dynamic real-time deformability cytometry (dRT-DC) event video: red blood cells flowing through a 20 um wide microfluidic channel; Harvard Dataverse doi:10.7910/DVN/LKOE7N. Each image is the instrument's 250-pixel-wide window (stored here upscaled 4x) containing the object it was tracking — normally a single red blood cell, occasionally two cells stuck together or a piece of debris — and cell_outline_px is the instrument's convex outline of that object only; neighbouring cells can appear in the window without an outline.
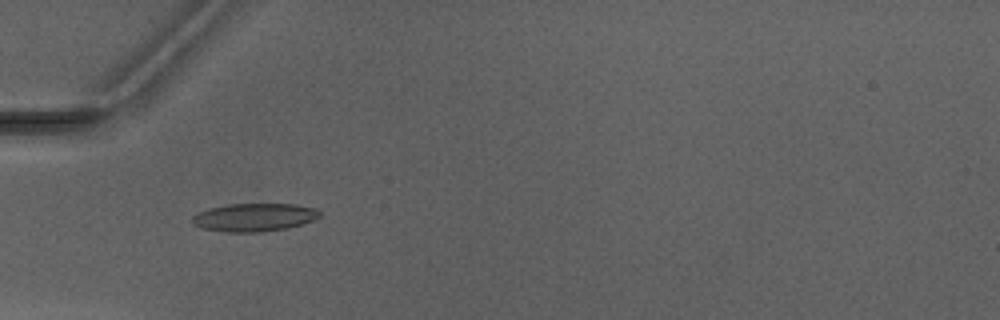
{"species": "Egyptian fruit bat (a non-hibernating species)", "species_latin": "Rousettus aegyptiacus", "temperature_condition": "warm", "stored_images_in_passage": 4, "camera_frame_rate_fps": 3000, "um_per_image_px": 0.085, "animal": {"sex": "male"}, "frame": {"image": 1, "passage_image": 3, "time_ms": 2.667, "image_size_px": [1000, 320], "cell_outline_px": [[320, 216], [312, 220], [288, 228], [260, 232], [228, 232], [200, 228], [192, 224], [192, 216], [208, 208], [228, 204], [296, 204], [316, 208], [320, 212]], "centroid_in_image_um": [21.58, 18.47], "position_along_channel_um": 63.4, "area_um2": 20.87}}
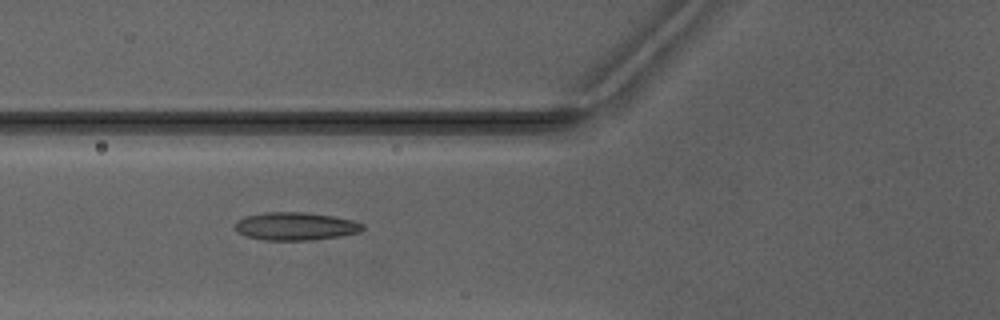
{"frame": {"image": 2, "passage_image": 4, "time_ms": 3.667, "image_size_px": [1000, 320], "cell_outline_px": [[364, 228], [360, 232], [340, 236], [308, 240], [268, 240], [248, 236], [240, 232], [236, 228], [236, 220], [244, 216], [264, 212], [304, 212], [336, 216], [352, 220], [364, 224]], "centroid_in_image_um": [25.16, 19.21], "position_along_channel_um": 100.6, "area_um2": 20.69}}